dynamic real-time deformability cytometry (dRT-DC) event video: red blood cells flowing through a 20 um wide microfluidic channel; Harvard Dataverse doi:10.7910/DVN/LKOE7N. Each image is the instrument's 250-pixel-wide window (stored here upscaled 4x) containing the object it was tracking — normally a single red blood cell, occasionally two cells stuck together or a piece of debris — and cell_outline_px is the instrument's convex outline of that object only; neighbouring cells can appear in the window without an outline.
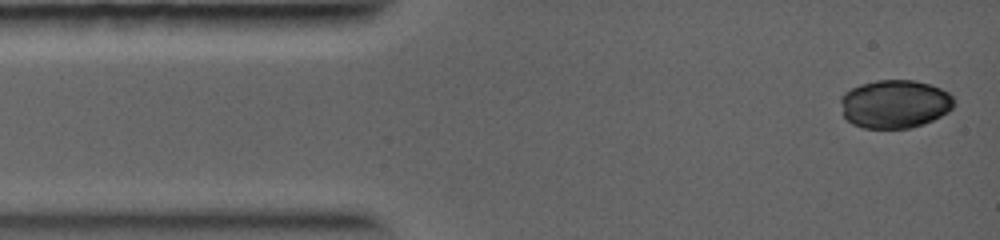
{"species": "common noctule bat (a hibernating species)", "species_latin": "Nyctalus noctula", "temperature_condition": "warm", "stored_images_in_passage": 15, "camera_frame_rate_fps": 5000, "um_per_image_px": 0.085, "animal": {"sex": "female", "body_mass_g": 19.0, "forearm_length_mm": 56.7}, "frame": {"image": 1, "passage_image": 1, "time_ms": 0.0, "image_size_px": [1000, 240], "cell_outline_px": [[956, 104], [948, 112], [924, 124], [908, 128], [864, 128], [852, 124], [844, 116], [840, 100], [840, 96], [844, 92], [860, 84], [876, 80], [916, 80], [940, 88], [948, 92], [956, 100]], "centroid_in_image_um": [76.06, 8.83], "position_along_channel_um": 8.9, "area_um2": 32.14}}
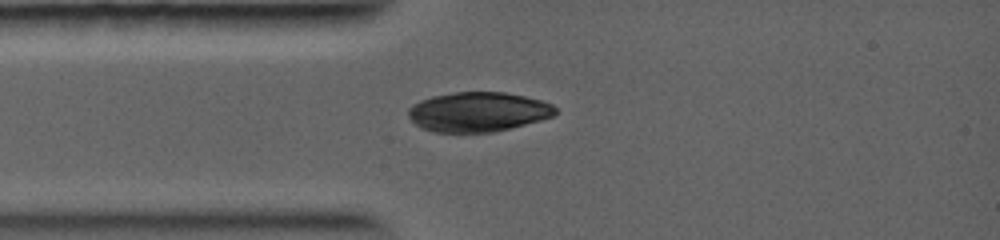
{"frame": {"image": 2, "passage_image": 6, "time_ms": 2.2, "image_size_px": [1000, 240], "cell_outline_px": [[556, 112], [552, 116], [540, 120], [512, 128], [492, 132], [436, 132], [420, 128], [408, 116], [408, 108], [412, 104], [420, 100], [432, 96], [456, 92], [504, 92], [524, 96], [540, 100], [552, 104], [556, 108]], "centroid_in_image_um": [40.61, 9.51], "position_along_channel_um": 44.4, "area_um2": 33.93}}